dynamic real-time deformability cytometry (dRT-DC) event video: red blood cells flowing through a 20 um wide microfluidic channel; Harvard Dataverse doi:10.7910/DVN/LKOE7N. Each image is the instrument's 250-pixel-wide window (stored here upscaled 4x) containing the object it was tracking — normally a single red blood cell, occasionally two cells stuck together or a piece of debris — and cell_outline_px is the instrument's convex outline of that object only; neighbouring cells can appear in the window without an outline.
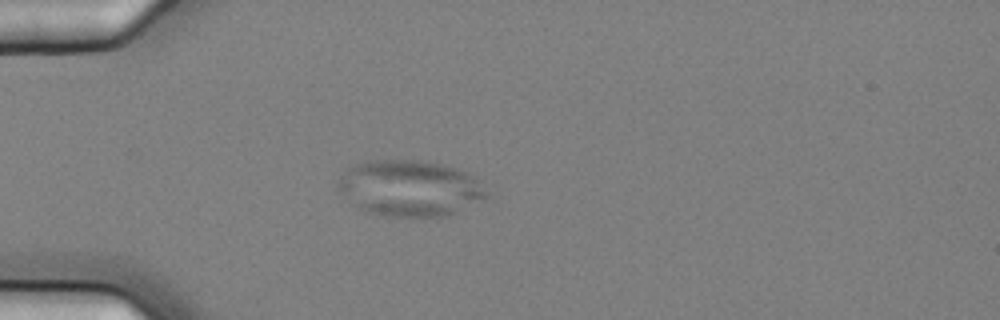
{"species": "common noctule bat (a hibernating species)", "species_latin": "Nyctalus noctula", "temperature_condition": "cold", "stored_images_in_passage": 4, "camera_frame_rate_fps": 3000, "um_per_image_px": 0.085, "animal": {"sex": "female", "body_mass_g": 25.1}, "frame": {"image": 1, "passage_image": 2, "time_ms": 0.333, "image_size_px": [1000, 320], "cell_outline_px": [[492, 196], [448, 216], [384, 216], [368, 212], [360, 208], [336, 184], [340, 176], [348, 168], [360, 164], [384, 160], [416, 160], [440, 164], [456, 168], [468, 172]], "centroid_in_image_um": [34.92, 16.01], "position_along_channel_um": 50.1, "area_um2": 47.69}}